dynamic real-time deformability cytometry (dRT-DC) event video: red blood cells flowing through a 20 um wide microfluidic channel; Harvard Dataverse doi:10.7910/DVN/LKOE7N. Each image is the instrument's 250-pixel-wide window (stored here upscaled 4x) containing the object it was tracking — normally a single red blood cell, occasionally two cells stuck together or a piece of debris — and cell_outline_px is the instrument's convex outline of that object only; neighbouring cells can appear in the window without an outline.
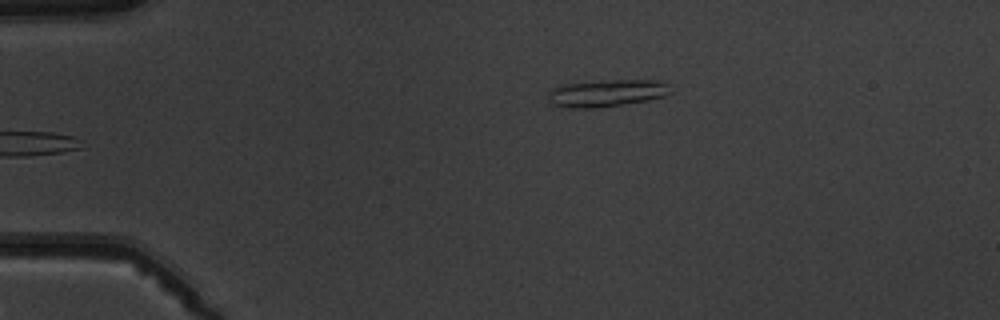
{"species": "common noctule bat (a hibernating species)", "species_latin": "Nyctalus noctula", "temperature_condition": "warm", "stored_images_in_passage": 5, "camera_frame_rate_fps": 3000, "um_per_image_px": 0.085, "animal": {"sex": "male", "body_mass_g": 19.5, "forearm_length_mm": 54.6}, "frame": {"image": 1, "passage_image": 5, "time_ms": 4.667, "image_size_px": [1000, 320], "cell_outline_px": [[672, 92], [664, 96], [648, 100], [596, 108], [572, 108], [548, 104], [548, 92], [552, 88], [564, 84], [612, 80], [660, 80], [668, 84]], "centroid_in_image_um": [51.55, 7.92], "position_along_channel_um": 33.4, "area_um2": 19.42}}